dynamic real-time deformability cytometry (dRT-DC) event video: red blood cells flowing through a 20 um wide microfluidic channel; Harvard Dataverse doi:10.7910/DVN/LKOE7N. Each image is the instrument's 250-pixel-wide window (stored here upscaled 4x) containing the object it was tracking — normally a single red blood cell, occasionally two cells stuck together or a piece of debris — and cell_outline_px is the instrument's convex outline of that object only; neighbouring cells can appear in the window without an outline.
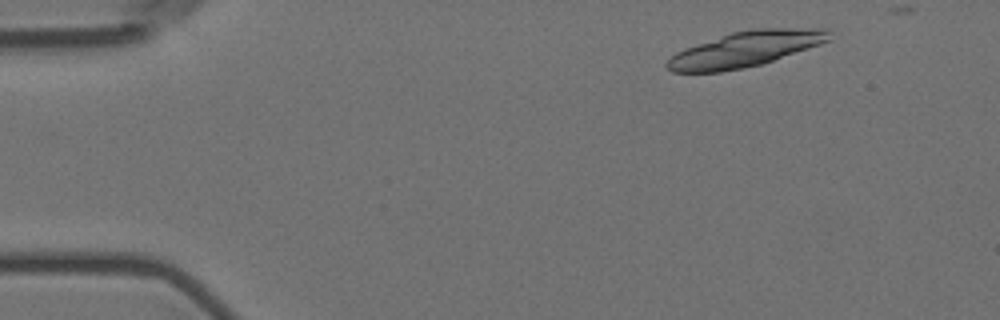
{"species": "Egyptian fruit bat (a non-hibernating species)", "species_latin": "Rousettus aegyptiacus", "temperature_condition": "room temperature", "stored_images_in_passage": 17, "camera_frame_rate_fps": 3000, "um_per_image_px": 0.085, "animal": {"sex": "female"}, "frame": {"image": 1, "passage_image": 1, "time_ms": 0.0, "image_size_px": [1000, 320], "cell_outline_px": [[832, 40], [760, 64], [720, 72], [672, 72], [664, 64], [676, 52], [684, 48], [732, 32], [752, 28], [828, 28]], "centroid_in_image_um": [63.36, 4.16], "position_along_channel_um": 21.6, "area_um2": 33.12}}